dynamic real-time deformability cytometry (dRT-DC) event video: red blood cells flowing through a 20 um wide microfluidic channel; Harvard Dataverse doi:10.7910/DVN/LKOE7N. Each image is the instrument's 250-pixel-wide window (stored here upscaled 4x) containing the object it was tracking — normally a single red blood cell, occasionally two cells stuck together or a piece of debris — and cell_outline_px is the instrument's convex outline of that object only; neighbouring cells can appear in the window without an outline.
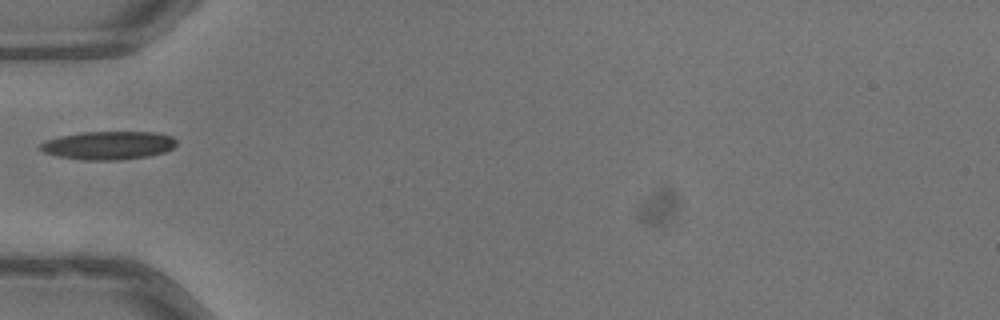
{"species": "common noctule bat (a hibernating species)", "species_latin": "Nyctalus noctula", "temperature_condition": "warm", "stored_images_in_passage": 12, "camera_frame_rate_fps": 3000, "um_per_image_px": 0.085, "animal": {"sex": "male", "body_mass_g": 13.3}, "frame": {"image": 1, "passage_image": 1, "time_ms": 0.0, "image_size_px": [1000, 320], "cell_outline_px": [[176, 144], [172, 148], [164, 152], [148, 156], [120, 160], [84, 160], [56, 156], [44, 152], [40, 148], [40, 144], [44, 140], [60, 136], [80, 132], [156, 132], [172, 136], [176, 140]], "centroid_in_image_um": [9.2, 12.35], "position_along_channel_um": 75.8, "area_um2": 22.54}}
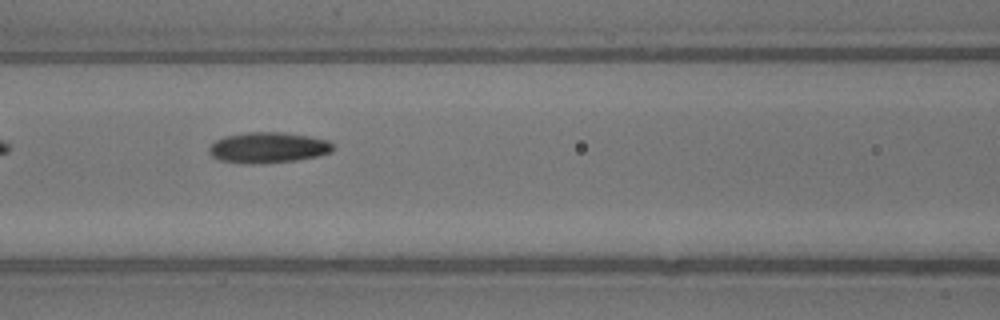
{"frame": {"image": 2, "passage_image": 6, "time_ms": 1.667, "image_size_px": [1000, 320], "cell_outline_px": [[332, 152], [320, 156], [296, 160], [252, 164], [244, 164], [220, 160], [212, 156], [208, 152], [208, 148], [216, 140], [224, 136], [248, 132], [280, 132], [308, 136], [328, 140], [332, 144]], "centroid_in_image_um": [22.77, 12.55], "position_along_channel_um": 143.8, "area_um2": 22.2}}
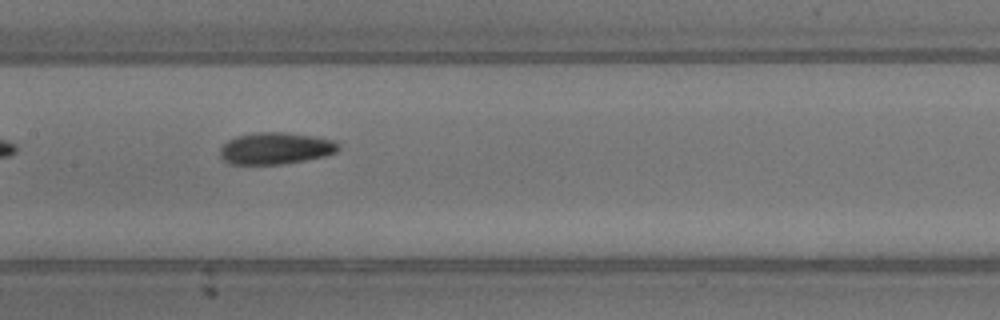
{"frame": {"image": 3, "passage_image": 9, "time_ms": 2.667, "image_size_px": [1000, 320], "cell_outline_px": [[340, 148], [336, 152], [324, 156], [284, 164], [228, 164], [220, 156], [220, 148], [228, 140], [236, 136], [256, 132], [284, 132], [312, 136], [336, 140], [340, 144]], "centroid_in_image_um": [23.43, 12.6], "position_along_channel_um": 184.0, "area_um2": 22.02}}